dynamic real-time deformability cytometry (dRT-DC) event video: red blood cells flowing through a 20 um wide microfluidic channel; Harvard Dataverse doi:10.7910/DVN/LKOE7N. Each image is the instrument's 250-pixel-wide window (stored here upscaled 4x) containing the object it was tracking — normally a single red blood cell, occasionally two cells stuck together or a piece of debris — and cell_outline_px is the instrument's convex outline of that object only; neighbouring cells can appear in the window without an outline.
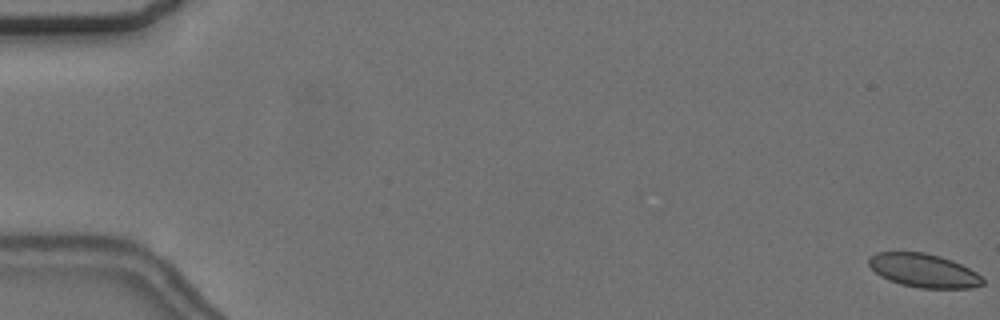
{"species": "common noctule bat (a hibernating species)", "species_latin": "Nyctalus noctula", "temperature_condition": "cold", "stored_images_in_passage": 58, "camera_frame_rate_fps": 3000, "um_per_image_px": 0.085, "animal": {"sex": "female", "body_mass_g": 24.6, "forearm_length_mm": 56.2}, "frame": {"image": 1, "passage_image": 1, "time_ms": 0.0, "image_size_px": [1000, 320], "cell_outline_px": [[984, 284], [972, 288], [920, 288], [900, 284], [888, 280], [880, 276], [868, 264], [868, 256], [876, 252], [924, 252], [940, 256], [952, 260], [976, 272], [984, 280]], "centroid_in_image_um": [78.49, 22.99], "position_along_channel_um": 6.5, "area_um2": 22.37}}
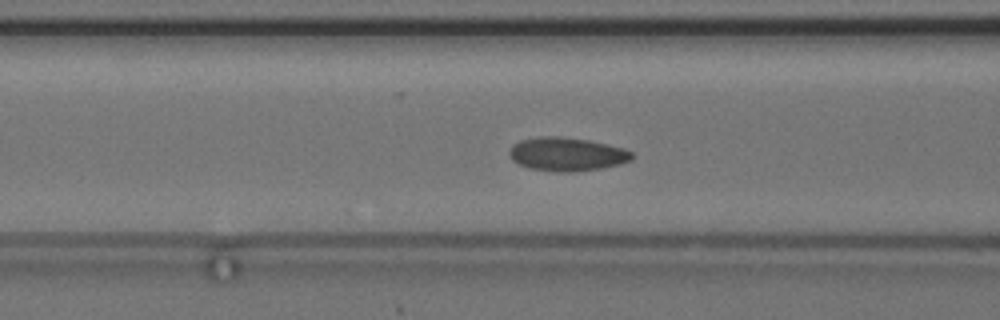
{"frame": {"image": 2, "passage_image": 24, "time_ms": 7.667, "image_size_px": [1000, 320], "cell_outline_px": [[632, 160], [620, 164], [600, 168], [576, 172], [556, 172], [532, 168], [520, 164], [512, 160], [508, 156], [508, 152], [512, 144], [520, 140], [540, 136], [560, 136], [588, 140], [608, 144], [624, 148], [632, 152]], "centroid_in_image_um": [48.17, 13.1], "position_along_channel_um": 118.4, "area_um2": 24.1}}
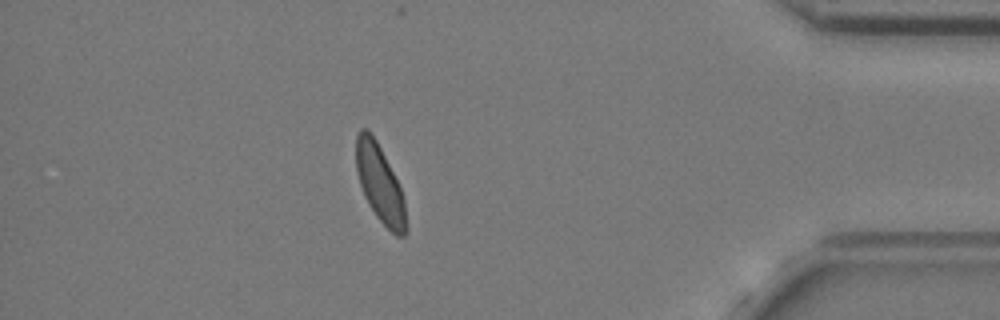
{"frame": {"image": 3, "passage_image": 51, "time_ms": 16.667, "image_size_px": [1000, 320], "cell_outline_px": [[408, 232], [404, 236], [396, 236], [376, 216], [368, 204], [364, 196], [356, 172], [356, 136], [360, 128], [368, 128], [376, 140], [400, 188], [404, 200], [408, 228]], "centroid_in_image_um": [32.28, 15.64], "position_along_channel_um": 402.9, "area_um2": 22.43}, "authors_computed_cell_mechanics": {"area_um2": 23.1778, "velocity_mm_per_s": 3.6269, "shape_relaxation_time_tau1_ms": 6.1945, "shape_relaxation_time_tau2_ms": 3.3578, "deformation_change_tau1": 0.1042, "deformation_change_tau2": 0.0682}}